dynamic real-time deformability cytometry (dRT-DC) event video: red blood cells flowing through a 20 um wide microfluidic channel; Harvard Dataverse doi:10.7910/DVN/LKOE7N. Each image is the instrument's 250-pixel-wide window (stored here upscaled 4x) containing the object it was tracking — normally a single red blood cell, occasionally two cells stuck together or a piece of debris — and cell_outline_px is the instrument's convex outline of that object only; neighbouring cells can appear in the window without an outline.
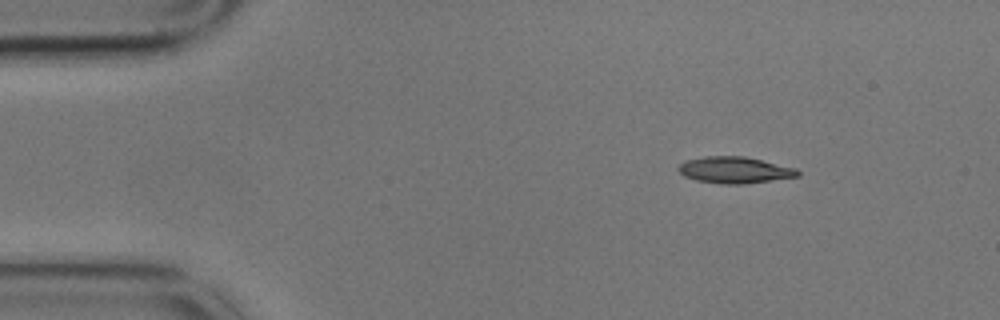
{"species": "common noctule bat (a hibernating species)", "species_latin": "Nyctalus noctula", "temperature_condition": "cold", "stored_images_in_passage": 4, "camera_frame_rate_fps": 3000, "um_per_image_px": 0.085, "animal": {"sex": "male", "body_mass_g": 17.9}, "frame": {"image": 1, "passage_image": 2, "time_ms": 0.333, "image_size_px": [1000, 320], "cell_outline_px": [[800, 176], [744, 184], [720, 184], [696, 180], [684, 176], [676, 168], [684, 160], [704, 156], [744, 156], [796, 168], [800, 172]], "centroid_in_image_um": [62.42, 14.45], "position_along_channel_um": 22.6, "area_um2": 18.5}}